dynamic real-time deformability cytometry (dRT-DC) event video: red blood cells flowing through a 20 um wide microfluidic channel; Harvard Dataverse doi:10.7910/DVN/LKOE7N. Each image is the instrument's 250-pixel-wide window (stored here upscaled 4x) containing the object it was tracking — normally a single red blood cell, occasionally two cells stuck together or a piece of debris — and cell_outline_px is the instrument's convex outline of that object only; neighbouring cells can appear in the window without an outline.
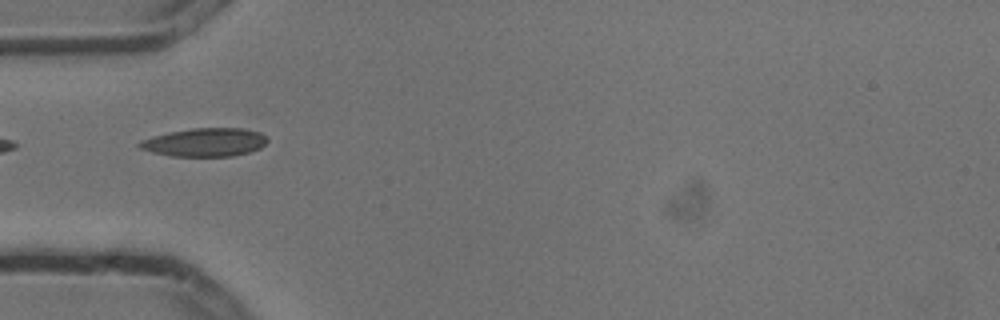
{"species": "common noctule bat (a hibernating species)", "species_latin": "Nyctalus noctula", "temperature_condition": "cold", "stored_images_in_passage": 7, "camera_frame_rate_fps": 3000, "um_per_image_px": 0.085, "animal": {"sex": "male", "body_mass_g": 13.3}, "frame": {"image": 1, "passage_image": 5, "time_ms": 1.333, "image_size_px": [1000, 320], "cell_outline_px": [[268, 140], [260, 148], [248, 152], [232, 156], [172, 156], [152, 152], [140, 148], [136, 144], [140, 140], [152, 136], [168, 132], [192, 128], [244, 128], [260, 132]], "centroid_in_image_um": [17.38, 12.09], "position_along_channel_um": 67.6, "area_um2": 21.15}}
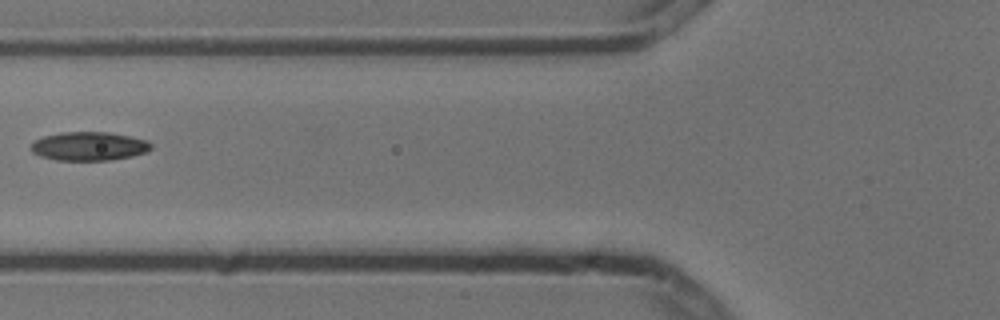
{"frame": {"image": 2, "passage_image": 6, "time_ms": 1.667, "image_size_px": [1000, 320], "cell_outline_px": [[152, 148], [148, 152], [132, 156], [108, 160], [56, 160], [40, 156], [32, 152], [28, 148], [36, 140], [44, 136], [60, 132], [108, 132], [148, 140], [152, 144]], "centroid_in_image_um": [7.57, 12.43], "position_along_channel_um": 118.2, "area_um2": 20.17}}
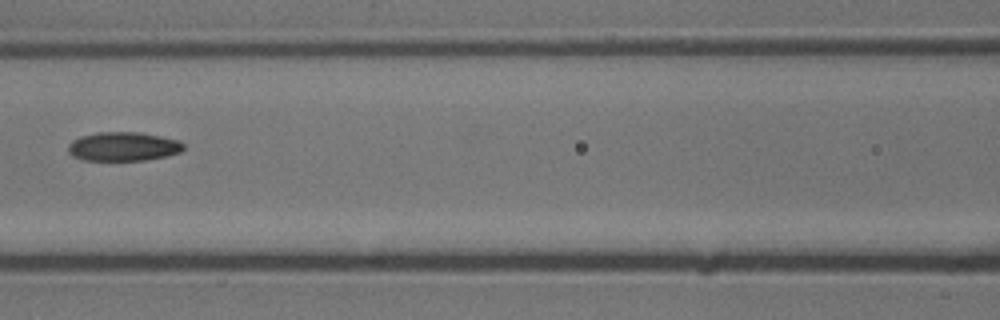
{"frame": {"image": 3, "passage_image": 7, "time_ms": 2.0, "image_size_px": [1000, 320], "cell_outline_px": [[184, 148], [180, 152], [168, 156], [144, 160], [84, 160], [72, 156], [68, 152], [68, 144], [72, 140], [80, 136], [96, 132], [140, 132], [180, 140], [184, 144]], "centroid_in_image_um": [10.47, 12.45], "position_along_channel_um": 156.1, "area_um2": 19.65}}